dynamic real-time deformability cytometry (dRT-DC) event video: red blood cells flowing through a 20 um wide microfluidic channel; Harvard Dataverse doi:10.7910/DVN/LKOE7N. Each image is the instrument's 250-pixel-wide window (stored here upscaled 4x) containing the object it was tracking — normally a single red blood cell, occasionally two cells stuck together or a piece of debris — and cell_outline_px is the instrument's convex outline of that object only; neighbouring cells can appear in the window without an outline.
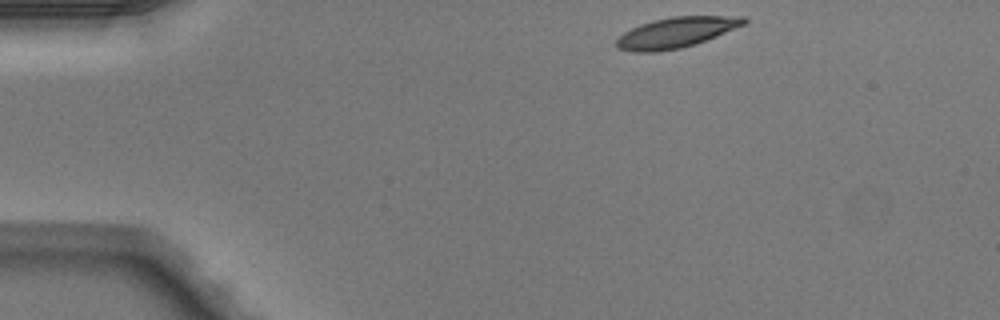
{"species": "Egyptian fruit bat (a non-hibernating species)", "species_latin": "Rousettus aegyptiacus", "temperature_condition": "warm", "stored_images_in_passage": 42, "camera_frame_rate_fps": 3000, "um_per_image_px": 0.085, "animal": {"sex": "male"}, "frame": {"image": 1, "passage_image": 1, "time_ms": 0.0, "image_size_px": [1000, 320], "cell_outline_px": [[748, 20], [744, 24], [716, 36], [680, 48], [656, 52], [632, 52], [616, 48], [616, 40], [624, 32], [640, 24], [652, 20], [672, 16], [744, 16]], "centroid_in_image_um": [57.43, 2.76], "position_along_channel_um": 27.6, "area_um2": 22.43}}
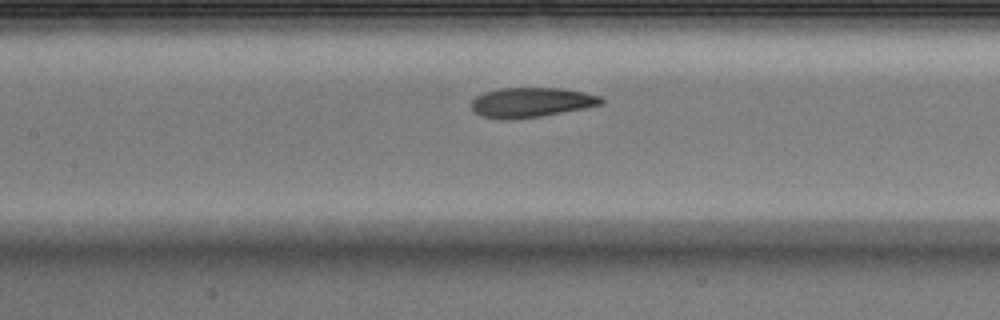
{"frame": {"image": 2, "passage_image": 16, "time_ms": 5.0, "image_size_px": [1000, 320], "cell_outline_px": [[604, 104], [584, 108], [540, 116], [512, 120], [508, 120], [480, 116], [472, 112], [472, 100], [476, 96], [484, 92], [500, 88], [560, 88], [584, 92], [600, 96], [604, 100]], "centroid_in_image_um": [45.13, 8.7], "position_along_channel_um": 162.3, "area_um2": 22.6}}
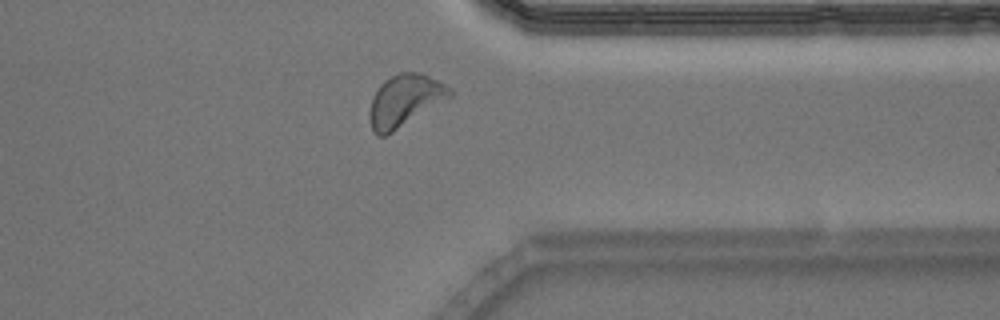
{"frame": {"image": 3, "passage_image": 32, "time_ms": 10.333, "image_size_px": [1000, 320], "cell_outline_px": [[452, 96], [392, 132], [384, 136], [376, 136], [372, 132], [368, 116], [372, 96], [380, 84], [384, 80], [400, 72], [420, 72], [452, 88]], "centroid_in_image_um": [34.36, 8.55], "position_along_channel_um": 377.0, "area_um2": 24.16}, "authors_computed_cell_mechanics": {"area_um2": 22.8888, "velocity_mm_per_s": 4.0878, "shape_relaxation_time_tau1_ms": 3.1141, "shape_relaxation_time_tau2_ms": 2.4757, "deformation_change_tau1": 0.1392, "deformation_change_tau2": 0.093}}